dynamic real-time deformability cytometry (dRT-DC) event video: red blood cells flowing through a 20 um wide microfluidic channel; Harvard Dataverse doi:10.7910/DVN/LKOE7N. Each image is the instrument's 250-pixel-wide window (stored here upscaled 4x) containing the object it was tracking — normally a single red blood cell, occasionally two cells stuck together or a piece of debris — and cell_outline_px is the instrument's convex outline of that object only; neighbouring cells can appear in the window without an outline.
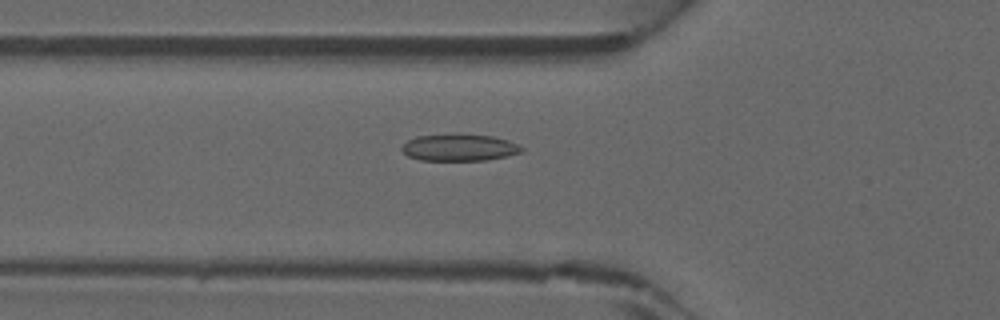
{"species": "common noctule bat (a hibernating species)", "species_latin": "Nyctalus noctula", "temperature_condition": "warm", "stored_images_in_passage": 45, "camera_frame_rate_fps": 3000, "um_per_image_px": 0.085, "animal": {"sex": "male", "forearm_length_mm": 52.5}, "frame": {"image": 1, "passage_image": 16, "time_ms": 5.0, "image_size_px": [1000, 320], "cell_outline_px": [[524, 148], [520, 152], [504, 156], [484, 160], [420, 160], [408, 156], [400, 148], [408, 140], [416, 136], [492, 136], [508, 140]], "centroid_in_image_um": [39.01, 12.57], "position_along_channel_um": 86.8, "area_um2": 17.86}}
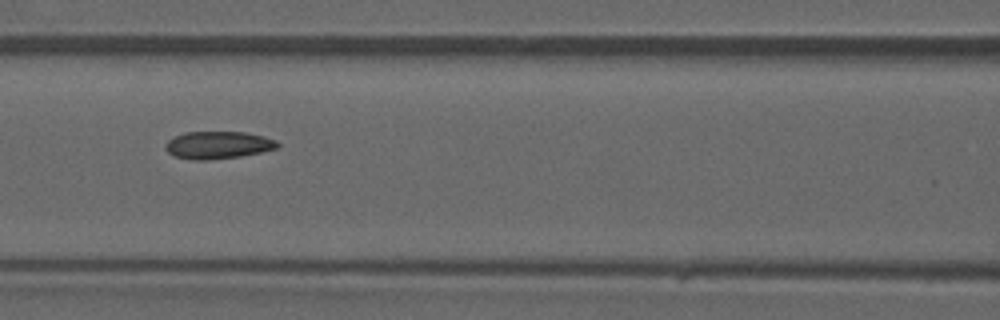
{"frame": {"image": 2, "passage_image": 20, "time_ms": 6.333, "image_size_px": [1000, 320], "cell_outline_px": [[280, 148], [240, 156], [208, 160], [192, 160], [176, 156], [168, 152], [164, 148], [164, 144], [168, 140], [184, 132], [244, 132], [264, 136], [276, 140], [280, 144]], "centroid_in_image_um": [18.54, 12.33], "position_along_channel_um": 148.1, "area_um2": 17.98}}
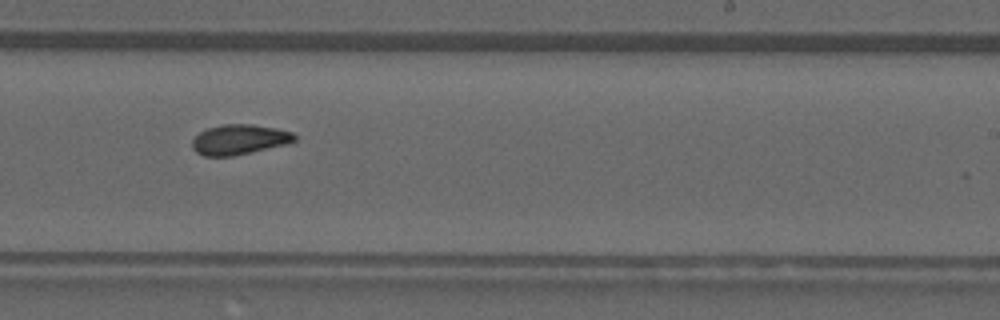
{"frame": {"image": 3, "passage_image": 28, "time_ms": 9.0, "image_size_px": [1000, 320], "cell_outline_px": [[296, 140], [284, 144], [252, 152], [232, 156], [204, 156], [196, 152], [192, 148], [192, 140], [200, 132], [208, 128], [224, 124], [252, 124], [276, 128], [292, 132], [296, 136]], "centroid_in_image_um": [20.32, 11.86], "position_along_channel_um": 268.7, "area_um2": 17.8}}